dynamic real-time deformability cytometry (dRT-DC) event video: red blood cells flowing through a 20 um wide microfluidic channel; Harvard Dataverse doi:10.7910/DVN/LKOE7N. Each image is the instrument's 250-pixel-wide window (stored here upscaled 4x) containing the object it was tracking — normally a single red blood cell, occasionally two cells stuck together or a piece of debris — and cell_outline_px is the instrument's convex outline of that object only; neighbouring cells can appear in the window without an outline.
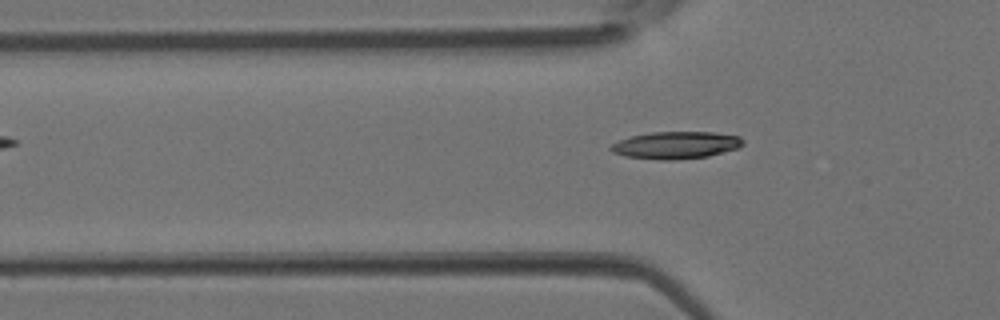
{"species": "Egyptian fruit bat (a non-hibernating species)", "species_latin": "Rousettus aegyptiacus", "temperature_condition": "room temperature", "stored_images_in_passage": 3, "segment_of_instrument_passage": [2, 2], "camera_frame_rate_fps": 3000, "um_per_image_px": 0.085, "animal": {"sex": "female"}, "frame": {"image": 1, "passage_image": 3, "time_ms": 0.667, "image_size_px": [1000, 320], "cell_outline_px": [[744, 144], [736, 148], [708, 156], [672, 160], [660, 160], [624, 156], [612, 152], [608, 148], [612, 144], [620, 140], [632, 136], [652, 132], [716, 132], [740, 136], [744, 140]], "centroid_in_image_um": [57.45, 12.33], "position_along_channel_um": 68.3, "area_um2": 20.92}}